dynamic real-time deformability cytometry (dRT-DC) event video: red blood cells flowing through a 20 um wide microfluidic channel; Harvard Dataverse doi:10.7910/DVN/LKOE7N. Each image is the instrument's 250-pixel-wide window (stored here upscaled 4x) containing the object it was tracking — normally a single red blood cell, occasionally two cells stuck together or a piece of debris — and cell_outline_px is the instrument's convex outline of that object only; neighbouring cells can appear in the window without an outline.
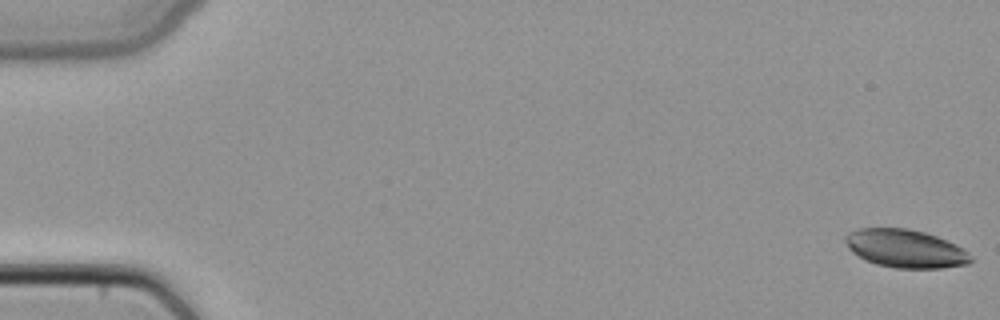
{"species": "common noctule bat (a hibernating species)", "species_latin": "Nyctalus noctula", "temperature_condition": "cold", "stored_images_in_passage": 50, "camera_frame_rate_fps": 3000, "um_per_image_px": 0.085, "animal": {"sex": "female", "body_mass_g": 22.7, "forearm_length_mm": 54.2}, "frame": {"image": 1, "passage_image": 1, "time_ms": 0.0, "image_size_px": [1000, 320], "cell_outline_px": [[976, 260], [968, 264], [944, 268], [896, 268], [876, 264], [864, 260], [852, 252], [848, 248], [844, 240], [844, 236], [848, 232], [860, 228], [908, 228], [924, 232], [936, 236], [956, 244], [964, 248]], "centroid_in_image_um": [76.98, 21.13], "position_along_channel_um": 8.0, "area_um2": 28.26}}
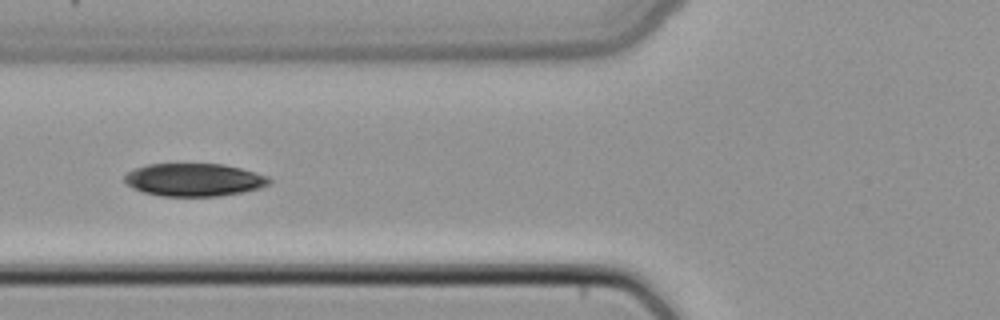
{"frame": {"image": 2, "passage_image": 20, "time_ms": 6.333, "image_size_px": [1000, 320], "cell_outline_px": [[272, 180], [268, 184], [260, 188], [244, 192], [220, 196], [160, 196], [144, 192], [132, 188], [124, 180], [124, 176], [132, 168], [148, 164], [224, 164], [240, 168], [268, 176]], "centroid_in_image_um": [16.49, 15.28], "position_along_channel_um": 109.3, "area_um2": 27.8}}
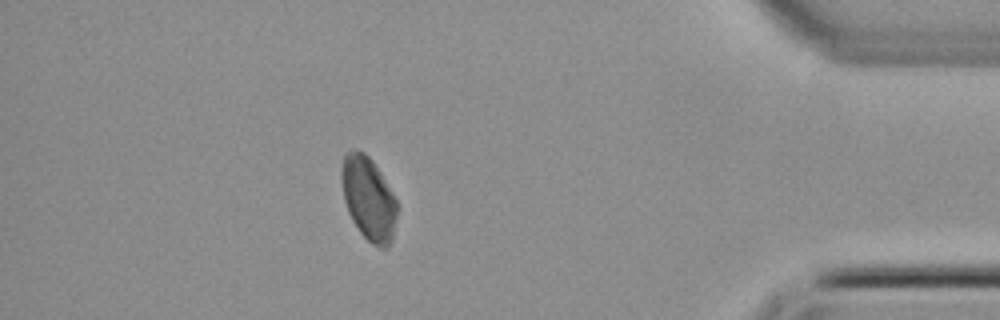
{"frame": {"image": 3, "passage_image": 44, "time_ms": 14.333, "image_size_px": [1000, 320], "cell_outline_px": [[396, 216], [392, 240], [388, 248], [380, 248], [372, 244], [360, 232], [352, 220], [348, 212], [344, 200], [340, 180], [340, 172], [344, 156], [352, 148], [356, 148], [364, 152], [372, 160], [380, 172], [392, 192], [396, 200]], "centroid_in_image_um": [31.3, 16.86], "position_along_channel_um": 403.9, "area_um2": 27.05}}